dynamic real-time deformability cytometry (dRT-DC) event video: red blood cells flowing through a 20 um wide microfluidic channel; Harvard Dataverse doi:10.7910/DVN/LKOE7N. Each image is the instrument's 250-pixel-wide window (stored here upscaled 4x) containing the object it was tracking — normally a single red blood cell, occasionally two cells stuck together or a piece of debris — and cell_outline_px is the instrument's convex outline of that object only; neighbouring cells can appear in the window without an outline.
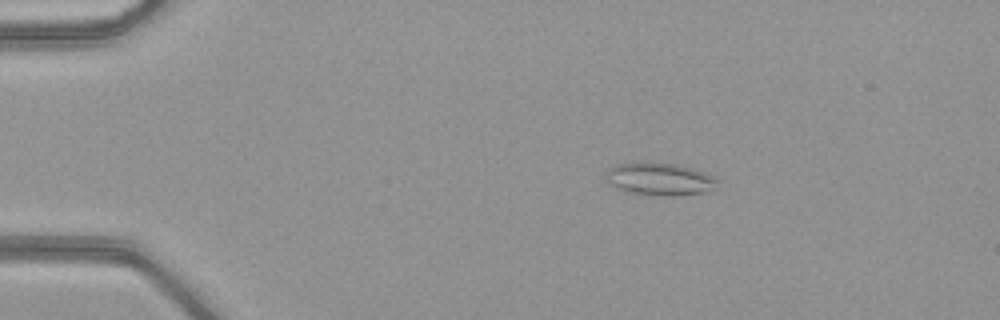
{"species": "common noctule bat (a hibernating species)", "species_latin": "Nyctalus noctula", "temperature_condition": "warm", "stored_images_in_passage": 44, "camera_frame_rate_fps": 3000, "um_per_image_px": 0.085, "animal": {"sex": "female", "body_mass_g": 21.9}, "frame": {"image": 1, "passage_image": 3, "time_ms": 0.667, "image_size_px": [1000, 320], "cell_outline_px": [[720, 180], [708, 192], [676, 196], [664, 196], [632, 192], [616, 188], [604, 180], [604, 172], [608, 168], [616, 164], [632, 160], [652, 160], [680, 164], [716, 176]], "centroid_in_image_um": [56.02, 15.16], "position_along_channel_um": 29.0, "area_um2": 22.25}}
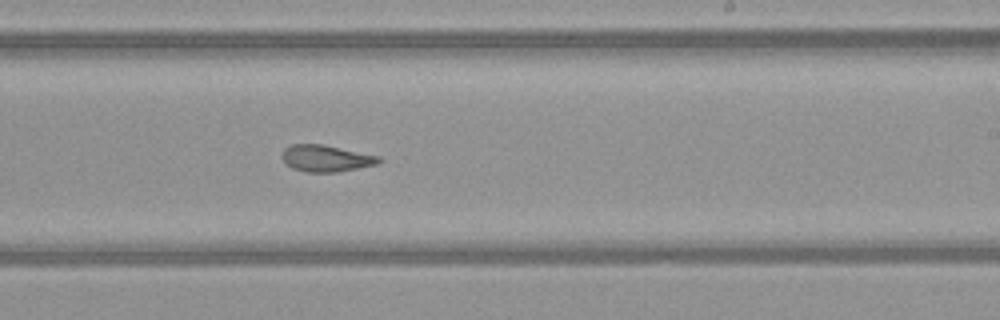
{"frame": {"image": 2, "passage_image": 25, "time_ms": 8.0, "image_size_px": [1000, 320], "cell_outline_px": [[384, 160], [376, 164], [336, 172], [308, 172], [292, 168], [280, 156], [284, 148], [292, 144], [324, 144], [380, 156]], "centroid_in_image_um": [27.72, 13.44], "position_along_channel_um": 261.3, "area_um2": 15.03}}
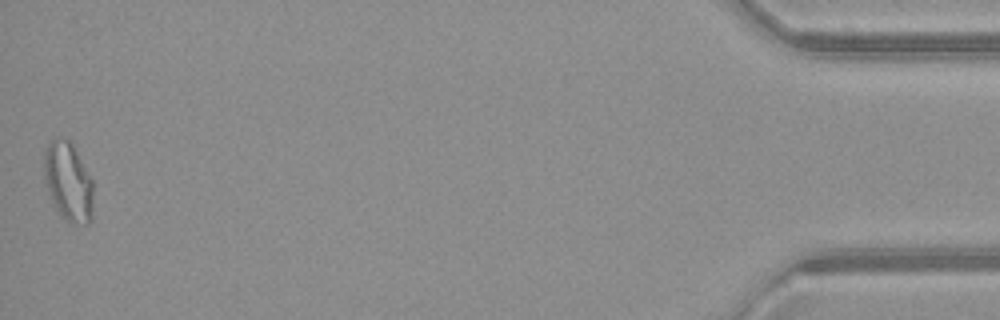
{"frame": {"image": 3, "passage_image": 44, "time_ms": 14.333, "image_size_px": [1000, 320], "cell_outline_px": [[92, 220], [88, 224], [72, 224], [60, 216], [52, 204], [44, 180], [44, 152], [48, 144], [56, 136], [68, 140], [72, 144], [92, 180]], "centroid_in_image_um": [5.78, 15.48], "position_along_channel_um": 429.4, "area_um2": 22.77}, "authors_computed_cell_mechanics": {"area_um2": 16.7042, "velocity_mm_per_s": 4.1178, "shape_relaxation_time_tau1_ms": null, "shape_relaxation_time_tau2_ms": 2.6064, "deformation_change_tau1": null, "deformation_change_tau2": 0.1016}}